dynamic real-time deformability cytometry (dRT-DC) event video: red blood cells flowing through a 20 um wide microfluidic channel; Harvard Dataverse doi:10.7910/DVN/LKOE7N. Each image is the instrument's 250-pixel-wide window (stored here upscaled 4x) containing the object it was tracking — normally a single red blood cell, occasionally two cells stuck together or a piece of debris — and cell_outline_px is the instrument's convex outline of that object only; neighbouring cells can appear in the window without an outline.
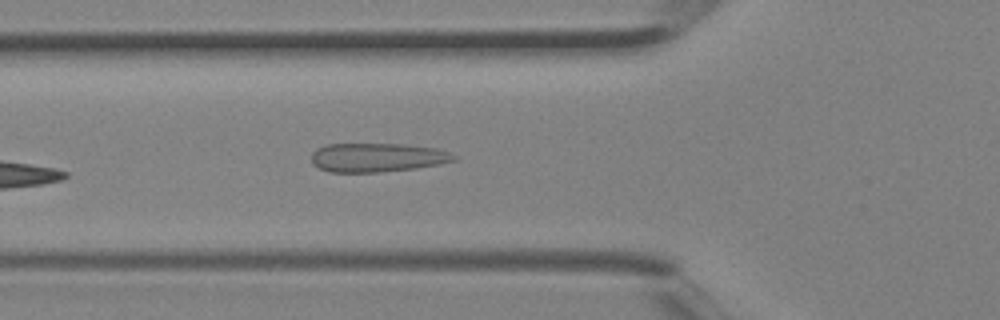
{"species": "Egyptian fruit bat (a non-hibernating species)", "species_latin": "Rousettus aegyptiacus", "temperature_condition": "room temperature", "stored_images_in_passage": 4, "camera_frame_rate_fps": 3000, "um_per_image_px": 0.085, "animal": {"sex": "female"}, "frame": {"image": 1, "passage_image": 4, "time_ms": 1.0, "image_size_px": [1000, 320], "cell_outline_px": [[460, 156], [456, 160], [440, 164], [416, 168], [380, 172], [328, 172], [312, 164], [312, 152], [316, 148], [328, 144], [404, 144], [440, 148]], "centroid_in_image_um": [32.12, 13.38], "position_along_channel_um": 93.7, "area_um2": 24.33}}